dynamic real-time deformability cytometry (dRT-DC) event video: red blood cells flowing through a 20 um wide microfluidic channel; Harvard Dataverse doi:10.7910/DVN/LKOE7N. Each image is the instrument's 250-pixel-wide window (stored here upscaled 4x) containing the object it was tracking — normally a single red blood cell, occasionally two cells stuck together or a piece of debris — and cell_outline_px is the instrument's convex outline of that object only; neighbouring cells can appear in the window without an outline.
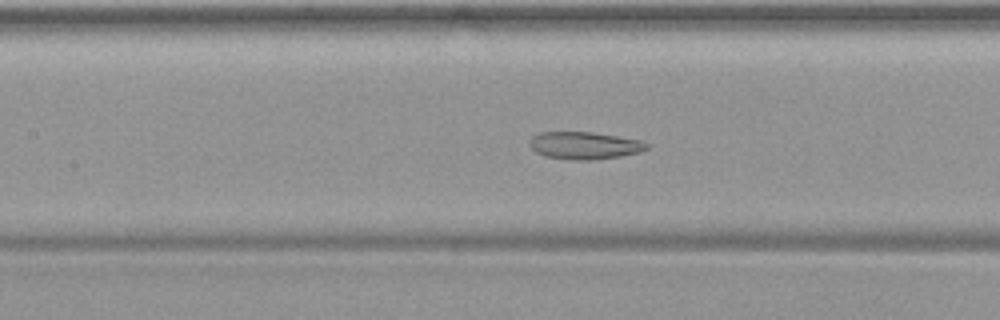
{"species": "common noctule bat (a hibernating species)", "species_latin": "Nyctalus noctula", "temperature_condition": "warm", "stored_images_in_passage": 48, "camera_frame_rate_fps": 3000, "um_per_image_px": 0.085, "animal": {"sex": "female", "body_mass_g": 19.9}, "frame": {"image": 1, "passage_image": 21, "time_ms": 6.667, "image_size_px": [1000, 320], "cell_outline_px": [[652, 144], [648, 148], [640, 152], [620, 156], [592, 160], [572, 160], [544, 156], [536, 152], [528, 144], [528, 140], [532, 136], [540, 132], [592, 132], [640, 140]], "centroid_in_image_um": [49.67, 12.36], "position_along_channel_um": 157.7, "area_um2": 18.84}}
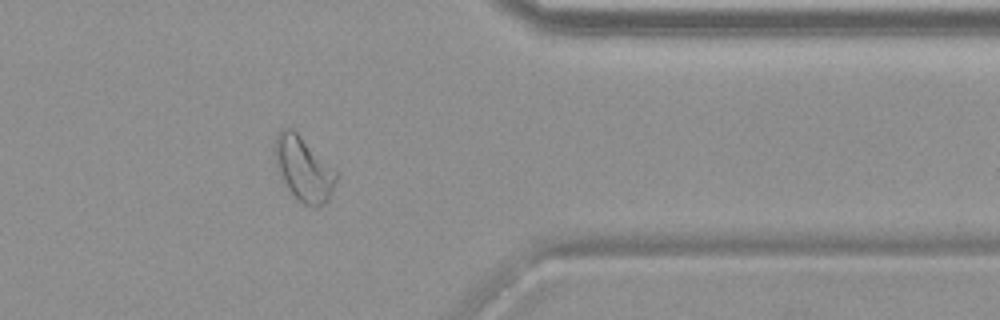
{"frame": {"image": 2, "passage_image": 39, "time_ms": 12.667, "image_size_px": [1000, 320], "cell_outline_px": [[336, 180], [328, 200], [324, 204], [316, 208], [304, 204], [280, 180], [276, 172], [276, 136], [280, 128], [292, 128], [336, 172]], "centroid_in_image_um": [25.77, 14.38], "position_along_channel_um": 385.6, "area_um2": 22.37}}
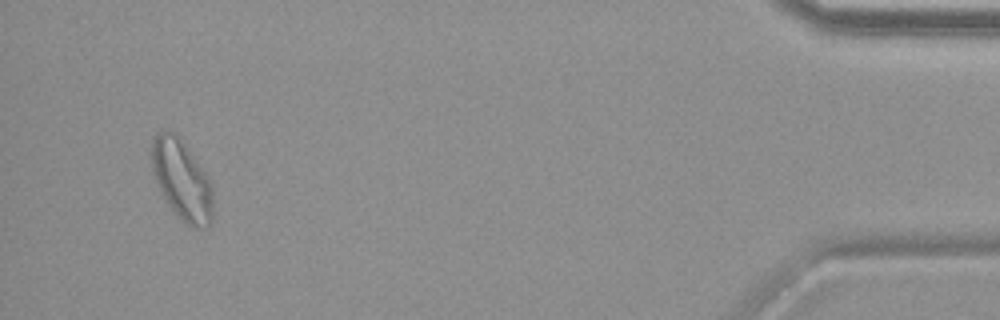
{"frame": {"image": 3, "passage_image": 46, "time_ms": 15.0, "image_size_px": [1000, 320], "cell_outline_px": [[212, 220], [208, 228], [192, 228], [180, 220], [172, 212], [156, 184], [152, 172], [152, 136], [156, 132], [168, 128], [176, 132], [180, 136], [208, 176], [212, 184]], "centroid_in_image_um": [15.44, 15.28], "position_along_channel_um": 419.8, "area_um2": 29.48}}